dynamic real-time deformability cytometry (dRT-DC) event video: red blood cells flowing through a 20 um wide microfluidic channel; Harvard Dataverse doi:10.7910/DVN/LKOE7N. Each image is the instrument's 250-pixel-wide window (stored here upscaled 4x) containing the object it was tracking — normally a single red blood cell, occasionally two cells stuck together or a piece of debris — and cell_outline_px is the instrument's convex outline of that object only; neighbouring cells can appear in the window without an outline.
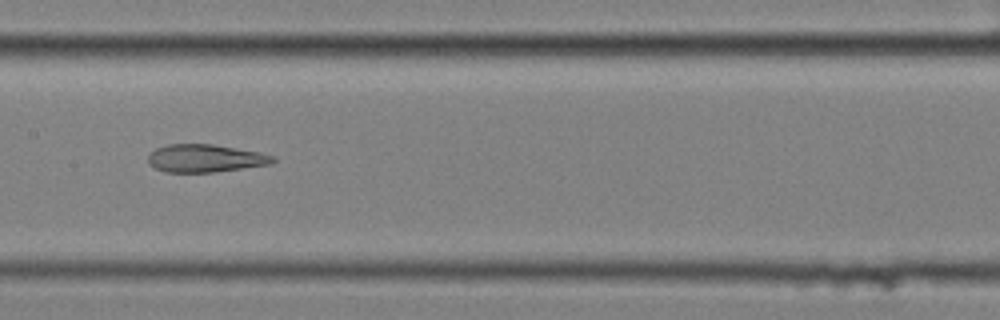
{"species": "common noctule bat (a hibernating species)", "species_latin": "Nyctalus noctula", "temperature_condition": "cold", "stored_images_in_passage": 7, "camera_frame_rate_fps": 3000, "um_per_image_px": 0.085, "animal": {"sex": "female", "body_mass_g": 25.1}, "frame": {"image": 1, "passage_image": 4, "time_ms": 1.0, "image_size_px": [1000, 320], "cell_outline_px": [[276, 160], [272, 164], [216, 172], [164, 172], [148, 164], [148, 156], [156, 148], [168, 144], [212, 144], [260, 152], [272, 156]], "centroid_in_image_um": [17.44, 13.46], "position_along_channel_um": 190.0, "area_um2": 20.23}}
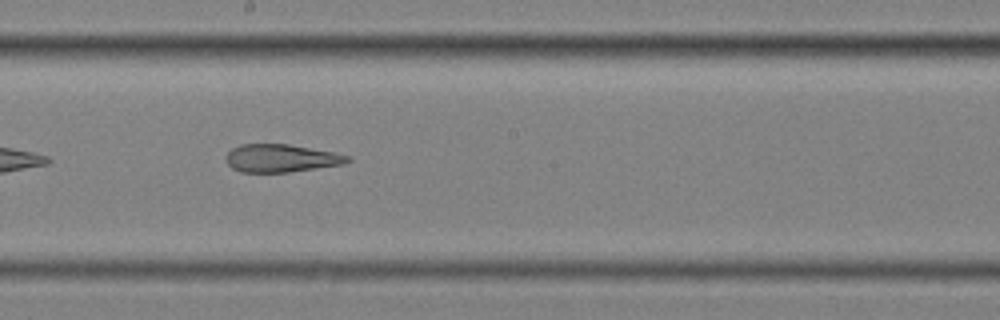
{"frame": {"image": 2, "passage_image": 5, "time_ms": 1.333, "image_size_px": [1000, 320], "cell_outline_px": [[352, 160], [344, 164], [288, 172], [240, 172], [232, 168], [224, 160], [228, 152], [232, 148], [240, 144], [288, 144], [332, 152], [352, 156]], "centroid_in_image_um": [23.88, 13.45], "position_along_channel_um": 224.3, "area_um2": 19.77}}
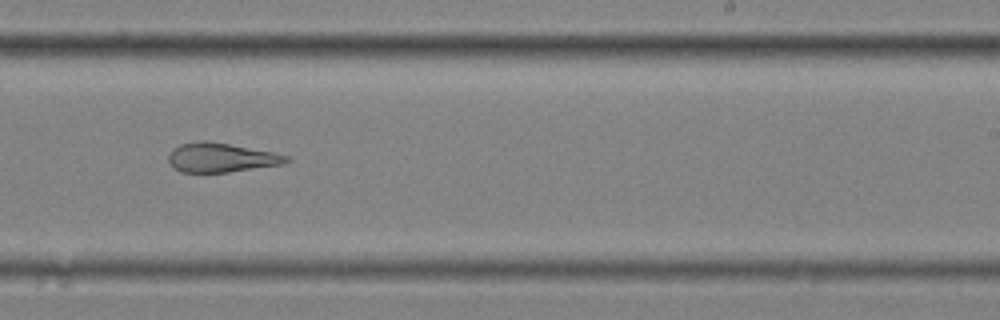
{"frame": {"image": 3, "passage_image": 6, "time_ms": 1.667, "image_size_px": [1000, 320], "cell_outline_px": [[292, 160], [284, 164], [228, 172], [180, 172], [168, 160], [168, 156], [172, 148], [180, 144], [200, 140], [204, 140], [228, 144], [272, 152], [288, 156]], "centroid_in_image_um": [18.79, 13.39], "position_along_channel_um": 270.2, "area_um2": 19.94}}